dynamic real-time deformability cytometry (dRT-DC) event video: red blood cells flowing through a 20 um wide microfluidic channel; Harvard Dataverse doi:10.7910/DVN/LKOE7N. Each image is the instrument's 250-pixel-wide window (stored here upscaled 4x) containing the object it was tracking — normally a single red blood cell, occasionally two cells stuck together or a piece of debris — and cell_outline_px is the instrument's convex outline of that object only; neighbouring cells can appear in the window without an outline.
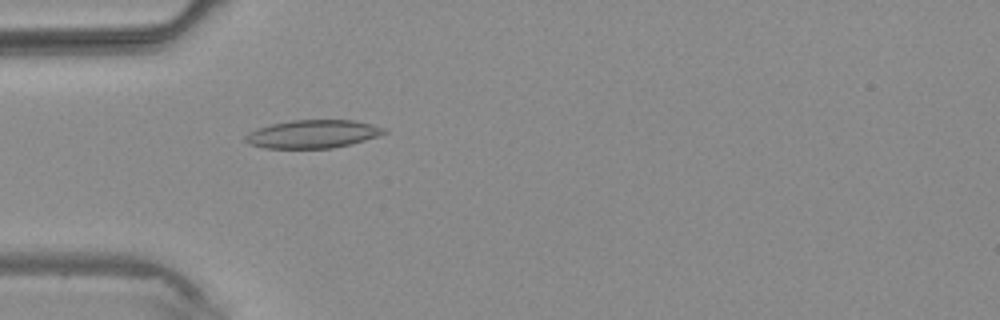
{"species": "common noctule bat (a hibernating species)", "species_latin": "Nyctalus noctula", "temperature_condition": "warm", "stored_images_in_passage": 3, "camera_frame_rate_fps": 3000, "um_per_image_px": 0.085, "animal": {"sex": "male", "body_mass_g": 20.4}, "frame": {"image": 1, "passage_image": 3, "time_ms": 2.333, "image_size_px": [1000, 320], "cell_outline_px": [[388, 132], [364, 140], [332, 148], [264, 148], [248, 144], [244, 140], [244, 136], [248, 132], [256, 128], [272, 124], [292, 120], [352, 120], [372, 124], [384, 128]], "centroid_in_image_um": [26.52, 11.39], "position_along_channel_um": 58.5, "area_um2": 22.66}}